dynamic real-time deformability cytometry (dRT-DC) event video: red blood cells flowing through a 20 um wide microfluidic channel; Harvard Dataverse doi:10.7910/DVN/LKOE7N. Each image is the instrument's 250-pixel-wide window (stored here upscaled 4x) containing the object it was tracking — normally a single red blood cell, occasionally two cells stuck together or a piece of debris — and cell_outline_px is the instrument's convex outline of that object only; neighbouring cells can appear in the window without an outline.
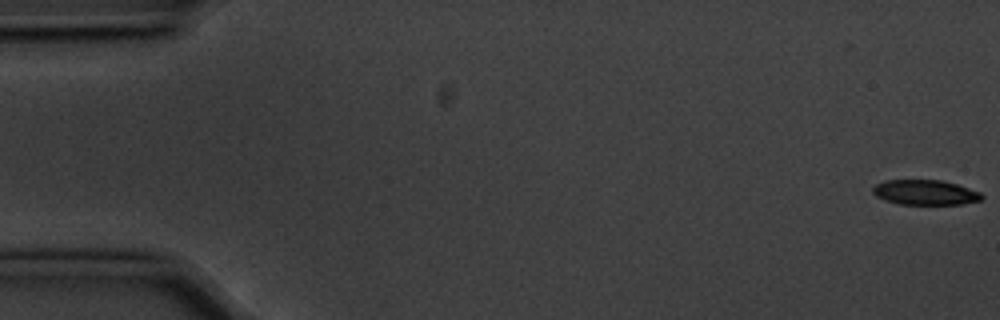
{"species": "common noctule bat (a hibernating species)", "species_latin": "Nyctalus noctula", "temperature_condition": "cold", "stored_images_in_passage": 16, "camera_frame_rate_fps": 3000, "um_per_image_px": 0.085, "animal": {"sex": "male", "body_mass_g": 20.1, "forearm_length_mm": 53.5}, "frame": {"image": 1, "passage_image": 1, "time_ms": 0.0, "image_size_px": [1000, 320], "cell_outline_px": [[984, 196], [980, 200], [960, 204], [900, 204], [884, 200], [876, 196], [872, 192], [872, 188], [876, 184], [884, 180], [940, 180], [956, 184], [980, 192]], "centroid_in_image_um": [78.6, 16.35], "position_along_channel_um": 6.4, "area_um2": 15.78}}
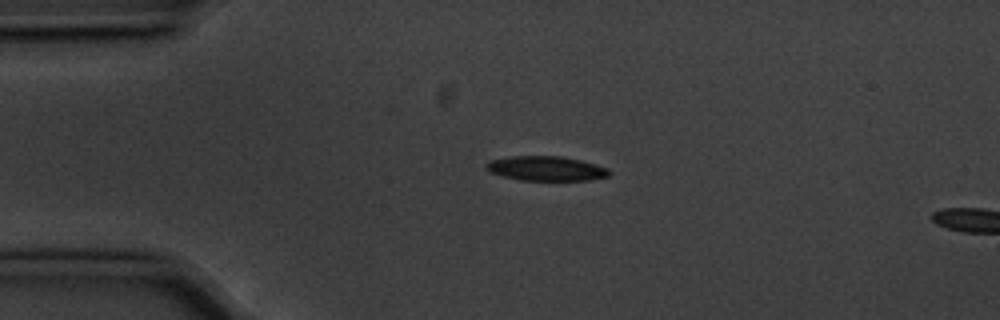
{"frame": {"image": 2, "passage_image": 13, "time_ms": 4.0, "image_size_px": [1000, 320], "cell_outline_px": [[612, 172], [608, 176], [588, 180], [520, 180], [488, 172], [488, 164], [492, 160], [512, 156], [560, 156], [580, 160], [596, 164], [608, 168]], "centroid_in_image_um": [46.48, 14.32], "position_along_channel_um": 38.5, "area_um2": 17.4}}